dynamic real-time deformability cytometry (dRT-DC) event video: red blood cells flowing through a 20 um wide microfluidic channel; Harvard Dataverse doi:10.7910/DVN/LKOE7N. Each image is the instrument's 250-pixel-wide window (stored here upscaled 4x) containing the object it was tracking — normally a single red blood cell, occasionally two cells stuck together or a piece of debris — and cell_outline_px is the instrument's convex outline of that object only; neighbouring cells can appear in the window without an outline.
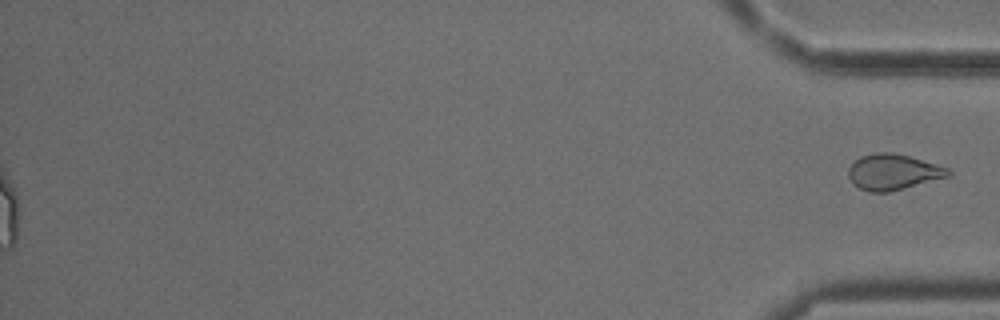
{"species": "common noctule bat (a hibernating species)", "species_latin": "Nyctalus noctula", "temperature_condition": "cold", "stored_images_in_passage": 54, "segment_of_instrument_passage": [2, 2], "camera_frame_rate_fps": 3000, "um_per_image_px": 0.085, "animal": {"sex": "male", "body_mass_g": 18.8}, "frame": {"image": 1, "passage_image": 54, "time_ms": 17.667, "image_size_px": [1000, 320], "cell_outline_px": [[952, 176], [888, 192], [868, 192], [852, 184], [848, 176], [848, 168], [860, 156], [876, 152], [892, 152], [908, 156], [936, 164], [948, 168], [952, 172]], "centroid_in_image_um": [75.91, 14.62], "position_along_channel_um": 359.3, "area_um2": 20.87}}